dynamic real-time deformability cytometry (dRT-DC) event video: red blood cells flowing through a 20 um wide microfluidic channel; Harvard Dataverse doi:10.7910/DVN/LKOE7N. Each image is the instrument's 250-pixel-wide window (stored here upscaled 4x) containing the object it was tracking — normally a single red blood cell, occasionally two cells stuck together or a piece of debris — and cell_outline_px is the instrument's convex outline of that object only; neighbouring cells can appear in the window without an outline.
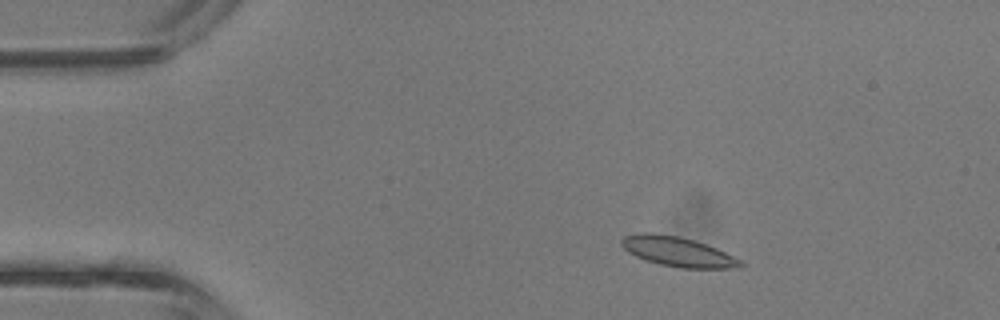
{"species": "common noctule bat (a hibernating species)", "species_latin": "Nyctalus noctula", "temperature_condition": "room temperature", "stored_images_in_passage": 43, "camera_frame_rate_fps": 3000, "um_per_image_px": 0.085, "animal": {"sex": "male", "body_mass_g": 13.3}, "frame": {"image": 1, "passage_image": 7, "time_ms": 2.0, "image_size_px": [1000, 320], "cell_outline_px": [[744, 264], [732, 268], [680, 268], [660, 264], [644, 260], [628, 252], [620, 244], [620, 240], [624, 236], [640, 232], [652, 232], [680, 236], [716, 248], [740, 260]], "centroid_in_image_um": [57.52, 21.38], "position_along_channel_um": 27.5, "area_um2": 20.46}}
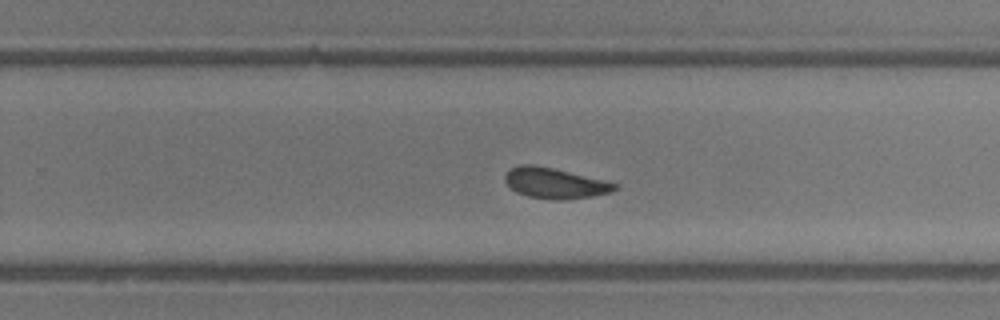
{"frame": {"image": 2, "passage_image": 27, "time_ms": 8.667, "image_size_px": [1000, 320], "cell_outline_px": [[616, 188], [612, 192], [592, 196], [564, 200], [556, 200], [528, 196], [516, 192], [504, 180], [504, 176], [512, 168], [520, 164], [532, 164], [552, 168], [604, 180], [616, 184]], "centroid_in_image_um": [47.15, 15.57], "position_along_channel_um": 282.7, "area_um2": 19.25}}
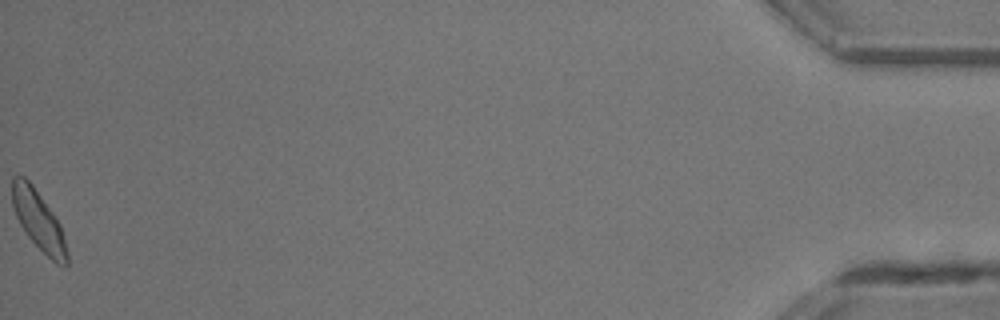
{"frame": {"image": 3, "passage_image": 43, "time_ms": 14.0, "image_size_px": [1000, 320], "cell_outline_px": [[68, 264], [64, 268], [56, 264], [28, 236], [20, 224], [12, 208], [12, 176], [16, 172], [20, 172], [32, 184], [56, 216], [60, 224], [64, 236], [68, 256]], "centroid_in_image_um": [3.27, 18.69], "position_along_channel_um": 431.9, "area_um2": 19.19}, "authors_computed_cell_mechanics": {"area_um2": 19.652, "velocity_mm_per_s": 4.8008, "shape_relaxation_time_tau1_ms": 10.2244, "shape_relaxation_time_tau2_ms": 4.4853, "deformation_change_tau1": 0.1849, "deformation_change_tau2": 0.1128}}